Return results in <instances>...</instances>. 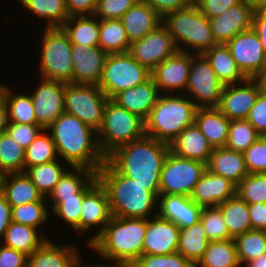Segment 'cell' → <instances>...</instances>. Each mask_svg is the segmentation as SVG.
<instances>
[{
    "mask_svg": "<svg viewBox=\"0 0 266 267\" xmlns=\"http://www.w3.org/2000/svg\"><path fill=\"white\" fill-rule=\"evenodd\" d=\"M86 267V266H85ZM87 267H130V266H114L113 264L111 265H103V264H95V265H90V266H87Z\"/></svg>",
    "mask_w": 266,
    "mask_h": 267,
    "instance_id": "cell-66",
    "label": "cell"
},
{
    "mask_svg": "<svg viewBox=\"0 0 266 267\" xmlns=\"http://www.w3.org/2000/svg\"><path fill=\"white\" fill-rule=\"evenodd\" d=\"M47 134V130H42L25 149V171L29 167L59 159L54 140Z\"/></svg>",
    "mask_w": 266,
    "mask_h": 267,
    "instance_id": "cell-43",
    "label": "cell"
},
{
    "mask_svg": "<svg viewBox=\"0 0 266 267\" xmlns=\"http://www.w3.org/2000/svg\"><path fill=\"white\" fill-rule=\"evenodd\" d=\"M109 198L106 189L98 181L85 195L82 202L80 214V232L91 231L93 226L100 227L94 236H91L88 245L104 230L110 221Z\"/></svg>",
    "mask_w": 266,
    "mask_h": 267,
    "instance_id": "cell-19",
    "label": "cell"
},
{
    "mask_svg": "<svg viewBox=\"0 0 266 267\" xmlns=\"http://www.w3.org/2000/svg\"><path fill=\"white\" fill-rule=\"evenodd\" d=\"M43 129L37 124L8 123L6 132L26 149Z\"/></svg>",
    "mask_w": 266,
    "mask_h": 267,
    "instance_id": "cell-53",
    "label": "cell"
},
{
    "mask_svg": "<svg viewBox=\"0 0 266 267\" xmlns=\"http://www.w3.org/2000/svg\"><path fill=\"white\" fill-rule=\"evenodd\" d=\"M139 0H99L94 15L101 20L120 19Z\"/></svg>",
    "mask_w": 266,
    "mask_h": 267,
    "instance_id": "cell-52",
    "label": "cell"
},
{
    "mask_svg": "<svg viewBox=\"0 0 266 267\" xmlns=\"http://www.w3.org/2000/svg\"><path fill=\"white\" fill-rule=\"evenodd\" d=\"M73 83L98 85L107 53L99 46L72 44Z\"/></svg>",
    "mask_w": 266,
    "mask_h": 267,
    "instance_id": "cell-21",
    "label": "cell"
},
{
    "mask_svg": "<svg viewBox=\"0 0 266 267\" xmlns=\"http://www.w3.org/2000/svg\"><path fill=\"white\" fill-rule=\"evenodd\" d=\"M236 195L248 204L266 203V173H249L236 186Z\"/></svg>",
    "mask_w": 266,
    "mask_h": 267,
    "instance_id": "cell-48",
    "label": "cell"
},
{
    "mask_svg": "<svg viewBox=\"0 0 266 267\" xmlns=\"http://www.w3.org/2000/svg\"><path fill=\"white\" fill-rule=\"evenodd\" d=\"M176 51L172 36L161 24L142 39L132 42L128 53L141 65L152 71Z\"/></svg>",
    "mask_w": 266,
    "mask_h": 267,
    "instance_id": "cell-13",
    "label": "cell"
},
{
    "mask_svg": "<svg viewBox=\"0 0 266 267\" xmlns=\"http://www.w3.org/2000/svg\"><path fill=\"white\" fill-rule=\"evenodd\" d=\"M231 120L216 107L197 108L194 123L213 148L225 147Z\"/></svg>",
    "mask_w": 266,
    "mask_h": 267,
    "instance_id": "cell-30",
    "label": "cell"
},
{
    "mask_svg": "<svg viewBox=\"0 0 266 267\" xmlns=\"http://www.w3.org/2000/svg\"><path fill=\"white\" fill-rule=\"evenodd\" d=\"M254 9L247 0L209 19L216 44H227L237 34L252 28Z\"/></svg>",
    "mask_w": 266,
    "mask_h": 267,
    "instance_id": "cell-18",
    "label": "cell"
},
{
    "mask_svg": "<svg viewBox=\"0 0 266 267\" xmlns=\"http://www.w3.org/2000/svg\"><path fill=\"white\" fill-rule=\"evenodd\" d=\"M197 108L185 94H160L145 121V135L169 145L194 124Z\"/></svg>",
    "mask_w": 266,
    "mask_h": 267,
    "instance_id": "cell-5",
    "label": "cell"
},
{
    "mask_svg": "<svg viewBox=\"0 0 266 267\" xmlns=\"http://www.w3.org/2000/svg\"><path fill=\"white\" fill-rule=\"evenodd\" d=\"M47 131L59 157L71 167H86L96 173L107 160L100 149L97 131L74 115L64 112Z\"/></svg>",
    "mask_w": 266,
    "mask_h": 267,
    "instance_id": "cell-2",
    "label": "cell"
},
{
    "mask_svg": "<svg viewBox=\"0 0 266 267\" xmlns=\"http://www.w3.org/2000/svg\"><path fill=\"white\" fill-rule=\"evenodd\" d=\"M209 240L199 221L189 227L180 228L177 252L194 265L202 258Z\"/></svg>",
    "mask_w": 266,
    "mask_h": 267,
    "instance_id": "cell-36",
    "label": "cell"
},
{
    "mask_svg": "<svg viewBox=\"0 0 266 267\" xmlns=\"http://www.w3.org/2000/svg\"><path fill=\"white\" fill-rule=\"evenodd\" d=\"M8 123V109L3 97V93L0 90V133L6 132Z\"/></svg>",
    "mask_w": 266,
    "mask_h": 267,
    "instance_id": "cell-62",
    "label": "cell"
},
{
    "mask_svg": "<svg viewBox=\"0 0 266 267\" xmlns=\"http://www.w3.org/2000/svg\"><path fill=\"white\" fill-rule=\"evenodd\" d=\"M260 136L247 119L231 120L225 147L243 153Z\"/></svg>",
    "mask_w": 266,
    "mask_h": 267,
    "instance_id": "cell-46",
    "label": "cell"
},
{
    "mask_svg": "<svg viewBox=\"0 0 266 267\" xmlns=\"http://www.w3.org/2000/svg\"><path fill=\"white\" fill-rule=\"evenodd\" d=\"M66 171L57 159L29 167L25 172L41 194L48 197Z\"/></svg>",
    "mask_w": 266,
    "mask_h": 267,
    "instance_id": "cell-42",
    "label": "cell"
},
{
    "mask_svg": "<svg viewBox=\"0 0 266 267\" xmlns=\"http://www.w3.org/2000/svg\"><path fill=\"white\" fill-rule=\"evenodd\" d=\"M159 96L160 92L150 77L142 84L119 92L112 100L145 122Z\"/></svg>",
    "mask_w": 266,
    "mask_h": 267,
    "instance_id": "cell-24",
    "label": "cell"
},
{
    "mask_svg": "<svg viewBox=\"0 0 266 267\" xmlns=\"http://www.w3.org/2000/svg\"><path fill=\"white\" fill-rule=\"evenodd\" d=\"M99 0H66L69 17L94 15Z\"/></svg>",
    "mask_w": 266,
    "mask_h": 267,
    "instance_id": "cell-58",
    "label": "cell"
},
{
    "mask_svg": "<svg viewBox=\"0 0 266 267\" xmlns=\"http://www.w3.org/2000/svg\"><path fill=\"white\" fill-rule=\"evenodd\" d=\"M243 267L241 266L234 239L212 241L195 267Z\"/></svg>",
    "mask_w": 266,
    "mask_h": 267,
    "instance_id": "cell-37",
    "label": "cell"
},
{
    "mask_svg": "<svg viewBox=\"0 0 266 267\" xmlns=\"http://www.w3.org/2000/svg\"><path fill=\"white\" fill-rule=\"evenodd\" d=\"M131 267H195L179 252L168 255H142Z\"/></svg>",
    "mask_w": 266,
    "mask_h": 267,
    "instance_id": "cell-50",
    "label": "cell"
},
{
    "mask_svg": "<svg viewBox=\"0 0 266 267\" xmlns=\"http://www.w3.org/2000/svg\"><path fill=\"white\" fill-rule=\"evenodd\" d=\"M42 34L41 78L73 83L72 43L62 27H45Z\"/></svg>",
    "mask_w": 266,
    "mask_h": 267,
    "instance_id": "cell-8",
    "label": "cell"
},
{
    "mask_svg": "<svg viewBox=\"0 0 266 267\" xmlns=\"http://www.w3.org/2000/svg\"><path fill=\"white\" fill-rule=\"evenodd\" d=\"M98 182L95 174L76 194L69 198H50L47 200L57 217L63 219L76 232H80V214L84 195Z\"/></svg>",
    "mask_w": 266,
    "mask_h": 267,
    "instance_id": "cell-33",
    "label": "cell"
},
{
    "mask_svg": "<svg viewBox=\"0 0 266 267\" xmlns=\"http://www.w3.org/2000/svg\"><path fill=\"white\" fill-rule=\"evenodd\" d=\"M252 29L257 33L266 55V10L254 11Z\"/></svg>",
    "mask_w": 266,
    "mask_h": 267,
    "instance_id": "cell-60",
    "label": "cell"
},
{
    "mask_svg": "<svg viewBox=\"0 0 266 267\" xmlns=\"http://www.w3.org/2000/svg\"><path fill=\"white\" fill-rule=\"evenodd\" d=\"M226 45L238 68L247 78H254L265 66L266 55L252 28L237 34Z\"/></svg>",
    "mask_w": 266,
    "mask_h": 267,
    "instance_id": "cell-17",
    "label": "cell"
},
{
    "mask_svg": "<svg viewBox=\"0 0 266 267\" xmlns=\"http://www.w3.org/2000/svg\"><path fill=\"white\" fill-rule=\"evenodd\" d=\"M218 80L223 86L243 82L247 77L238 68L231 51L226 44H216L203 53Z\"/></svg>",
    "mask_w": 266,
    "mask_h": 267,
    "instance_id": "cell-31",
    "label": "cell"
},
{
    "mask_svg": "<svg viewBox=\"0 0 266 267\" xmlns=\"http://www.w3.org/2000/svg\"><path fill=\"white\" fill-rule=\"evenodd\" d=\"M97 135L100 149L107 158L118 147L143 137L145 122L109 99Z\"/></svg>",
    "mask_w": 266,
    "mask_h": 267,
    "instance_id": "cell-7",
    "label": "cell"
},
{
    "mask_svg": "<svg viewBox=\"0 0 266 267\" xmlns=\"http://www.w3.org/2000/svg\"><path fill=\"white\" fill-rule=\"evenodd\" d=\"M12 222L11 205L7 202L4 195L0 192V241L6 229Z\"/></svg>",
    "mask_w": 266,
    "mask_h": 267,
    "instance_id": "cell-61",
    "label": "cell"
},
{
    "mask_svg": "<svg viewBox=\"0 0 266 267\" xmlns=\"http://www.w3.org/2000/svg\"><path fill=\"white\" fill-rule=\"evenodd\" d=\"M150 77L151 71L128 52L110 53L106 56L98 87L109 99H112L119 92L142 84Z\"/></svg>",
    "mask_w": 266,
    "mask_h": 267,
    "instance_id": "cell-9",
    "label": "cell"
},
{
    "mask_svg": "<svg viewBox=\"0 0 266 267\" xmlns=\"http://www.w3.org/2000/svg\"><path fill=\"white\" fill-rule=\"evenodd\" d=\"M0 90L7 105L9 123L37 124L31 95L13 93L7 85H1Z\"/></svg>",
    "mask_w": 266,
    "mask_h": 267,
    "instance_id": "cell-40",
    "label": "cell"
},
{
    "mask_svg": "<svg viewBox=\"0 0 266 267\" xmlns=\"http://www.w3.org/2000/svg\"><path fill=\"white\" fill-rule=\"evenodd\" d=\"M169 151L168 144L144 135L118 147L107 160L140 185L160 186L162 167Z\"/></svg>",
    "mask_w": 266,
    "mask_h": 267,
    "instance_id": "cell-3",
    "label": "cell"
},
{
    "mask_svg": "<svg viewBox=\"0 0 266 267\" xmlns=\"http://www.w3.org/2000/svg\"><path fill=\"white\" fill-rule=\"evenodd\" d=\"M244 267H266V254H262L258 258L245 263Z\"/></svg>",
    "mask_w": 266,
    "mask_h": 267,
    "instance_id": "cell-64",
    "label": "cell"
},
{
    "mask_svg": "<svg viewBox=\"0 0 266 267\" xmlns=\"http://www.w3.org/2000/svg\"><path fill=\"white\" fill-rule=\"evenodd\" d=\"M0 172L3 175L25 172V149L7 132L0 133Z\"/></svg>",
    "mask_w": 266,
    "mask_h": 267,
    "instance_id": "cell-41",
    "label": "cell"
},
{
    "mask_svg": "<svg viewBox=\"0 0 266 267\" xmlns=\"http://www.w3.org/2000/svg\"><path fill=\"white\" fill-rule=\"evenodd\" d=\"M254 79L257 81L261 91L266 92V64Z\"/></svg>",
    "mask_w": 266,
    "mask_h": 267,
    "instance_id": "cell-63",
    "label": "cell"
},
{
    "mask_svg": "<svg viewBox=\"0 0 266 267\" xmlns=\"http://www.w3.org/2000/svg\"><path fill=\"white\" fill-rule=\"evenodd\" d=\"M163 17L164 15L190 6L194 0H141Z\"/></svg>",
    "mask_w": 266,
    "mask_h": 267,
    "instance_id": "cell-57",
    "label": "cell"
},
{
    "mask_svg": "<svg viewBox=\"0 0 266 267\" xmlns=\"http://www.w3.org/2000/svg\"><path fill=\"white\" fill-rule=\"evenodd\" d=\"M130 43L142 39L162 24V17L148 4L139 0L121 18Z\"/></svg>",
    "mask_w": 266,
    "mask_h": 267,
    "instance_id": "cell-27",
    "label": "cell"
},
{
    "mask_svg": "<svg viewBox=\"0 0 266 267\" xmlns=\"http://www.w3.org/2000/svg\"><path fill=\"white\" fill-rule=\"evenodd\" d=\"M260 91L261 89L254 78L225 85L216 108L229 120L246 119Z\"/></svg>",
    "mask_w": 266,
    "mask_h": 267,
    "instance_id": "cell-16",
    "label": "cell"
},
{
    "mask_svg": "<svg viewBox=\"0 0 266 267\" xmlns=\"http://www.w3.org/2000/svg\"><path fill=\"white\" fill-rule=\"evenodd\" d=\"M25 10L46 19V27H61L69 18L66 0H19Z\"/></svg>",
    "mask_w": 266,
    "mask_h": 267,
    "instance_id": "cell-39",
    "label": "cell"
},
{
    "mask_svg": "<svg viewBox=\"0 0 266 267\" xmlns=\"http://www.w3.org/2000/svg\"><path fill=\"white\" fill-rule=\"evenodd\" d=\"M205 170L206 163L180 157L169 151L162 167L159 195L190 197Z\"/></svg>",
    "mask_w": 266,
    "mask_h": 267,
    "instance_id": "cell-11",
    "label": "cell"
},
{
    "mask_svg": "<svg viewBox=\"0 0 266 267\" xmlns=\"http://www.w3.org/2000/svg\"><path fill=\"white\" fill-rule=\"evenodd\" d=\"M255 11L266 10V0H247Z\"/></svg>",
    "mask_w": 266,
    "mask_h": 267,
    "instance_id": "cell-65",
    "label": "cell"
},
{
    "mask_svg": "<svg viewBox=\"0 0 266 267\" xmlns=\"http://www.w3.org/2000/svg\"><path fill=\"white\" fill-rule=\"evenodd\" d=\"M235 195L236 185L233 182L206 169L194 186L190 198L199 206L217 207Z\"/></svg>",
    "mask_w": 266,
    "mask_h": 267,
    "instance_id": "cell-22",
    "label": "cell"
},
{
    "mask_svg": "<svg viewBox=\"0 0 266 267\" xmlns=\"http://www.w3.org/2000/svg\"><path fill=\"white\" fill-rule=\"evenodd\" d=\"M109 98L95 84L65 83L64 111L96 131L102 125Z\"/></svg>",
    "mask_w": 266,
    "mask_h": 267,
    "instance_id": "cell-10",
    "label": "cell"
},
{
    "mask_svg": "<svg viewBox=\"0 0 266 267\" xmlns=\"http://www.w3.org/2000/svg\"><path fill=\"white\" fill-rule=\"evenodd\" d=\"M162 25L172 36L178 51L203 54L216 45L209 20L194 2L188 7L164 15Z\"/></svg>",
    "mask_w": 266,
    "mask_h": 267,
    "instance_id": "cell-6",
    "label": "cell"
},
{
    "mask_svg": "<svg viewBox=\"0 0 266 267\" xmlns=\"http://www.w3.org/2000/svg\"><path fill=\"white\" fill-rule=\"evenodd\" d=\"M1 193L11 208L48 199L41 194L26 172L3 175Z\"/></svg>",
    "mask_w": 266,
    "mask_h": 267,
    "instance_id": "cell-29",
    "label": "cell"
},
{
    "mask_svg": "<svg viewBox=\"0 0 266 267\" xmlns=\"http://www.w3.org/2000/svg\"><path fill=\"white\" fill-rule=\"evenodd\" d=\"M31 93L37 125L47 130L64 111L65 83L40 78Z\"/></svg>",
    "mask_w": 266,
    "mask_h": 267,
    "instance_id": "cell-14",
    "label": "cell"
},
{
    "mask_svg": "<svg viewBox=\"0 0 266 267\" xmlns=\"http://www.w3.org/2000/svg\"><path fill=\"white\" fill-rule=\"evenodd\" d=\"M147 219L111 217L104 230L88 245L114 266H132L142 255Z\"/></svg>",
    "mask_w": 266,
    "mask_h": 267,
    "instance_id": "cell-4",
    "label": "cell"
},
{
    "mask_svg": "<svg viewBox=\"0 0 266 267\" xmlns=\"http://www.w3.org/2000/svg\"><path fill=\"white\" fill-rule=\"evenodd\" d=\"M49 207L45 201L25 203L11 208L12 222L24 224L38 229L49 221Z\"/></svg>",
    "mask_w": 266,
    "mask_h": 267,
    "instance_id": "cell-47",
    "label": "cell"
},
{
    "mask_svg": "<svg viewBox=\"0 0 266 267\" xmlns=\"http://www.w3.org/2000/svg\"><path fill=\"white\" fill-rule=\"evenodd\" d=\"M191 59V53L177 50L151 71V77L160 94H170L172 90L173 93L179 94L178 90L182 91L181 94L185 93Z\"/></svg>",
    "mask_w": 266,
    "mask_h": 267,
    "instance_id": "cell-15",
    "label": "cell"
},
{
    "mask_svg": "<svg viewBox=\"0 0 266 267\" xmlns=\"http://www.w3.org/2000/svg\"><path fill=\"white\" fill-rule=\"evenodd\" d=\"M206 169L213 174L229 179L236 186L249 174L244 154L226 147L213 149Z\"/></svg>",
    "mask_w": 266,
    "mask_h": 267,
    "instance_id": "cell-26",
    "label": "cell"
},
{
    "mask_svg": "<svg viewBox=\"0 0 266 267\" xmlns=\"http://www.w3.org/2000/svg\"><path fill=\"white\" fill-rule=\"evenodd\" d=\"M76 246L57 245L48 239L39 249L28 256L27 267H82Z\"/></svg>",
    "mask_w": 266,
    "mask_h": 267,
    "instance_id": "cell-25",
    "label": "cell"
},
{
    "mask_svg": "<svg viewBox=\"0 0 266 267\" xmlns=\"http://www.w3.org/2000/svg\"><path fill=\"white\" fill-rule=\"evenodd\" d=\"M252 229L266 231V203L248 204Z\"/></svg>",
    "mask_w": 266,
    "mask_h": 267,
    "instance_id": "cell-59",
    "label": "cell"
},
{
    "mask_svg": "<svg viewBox=\"0 0 266 267\" xmlns=\"http://www.w3.org/2000/svg\"><path fill=\"white\" fill-rule=\"evenodd\" d=\"M229 235L234 239L236 236L252 230L248 203L241 200L237 195L219 204Z\"/></svg>",
    "mask_w": 266,
    "mask_h": 267,
    "instance_id": "cell-35",
    "label": "cell"
},
{
    "mask_svg": "<svg viewBox=\"0 0 266 267\" xmlns=\"http://www.w3.org/2000/svg\"><path fill=\"white\" fill-rule=\"evenodd\" d=\"M236 251L241 265L266 254V231L249 230L234 238Z\"/></svg>",
    "mask_w": 266,
    "mask_h": 267,
    "instance_id": "cell-44",
    "label": "cell"
},
{
    "mask_svg": "<svg viewBox=\"0 0 266 267\" xmlns=\"http://www.w3.org/2000/svg\"><path fill=\"white\" fill-rule=\"evenodd\" d=\"M38 230L28 225L11 222L2 238L4 240L2 245L30 256L48 240L45 235L37 233Z\"/></svg>",
    "mask_w": 266,
    "mask_h": 267,
    "instance_id": "cell-32",
    "label": "cell"
},
{
    "mask_svg": "<svg viewBox=\"0 0 266 267\" xmlns=\"http://www.w3.org/2000/svg\"><path fill=\"white\" fill-rule=\"evenodd\" d=\"M223 85L203 54H192L187 88L184 94L198 108L217 107ZM194 98V99H193Z\"/></svg>",
    "mask_w": 266,
    "mask_h": 267,
    "instance_id": "cell-12",
    "label": "cell"
},
{
    "mask_svg": "<svg viewBox=\"0 0 266 267\" xmlns=\"http://www.w3.org/2000/svg\"><path fill=\"white\" fill-rule=\"evenodd\" d=\"M73 168L76 173L67 170L49 194V198L75 197V194L96 174L86 167Z\"/></svg>",
    "mask_w": 266,
    "mask_h": 267,
    "instance_id": "cell-45",
    "label": "cell"
},
{
    "mask_svg": "<svg viewBox=\"0 0 266 267\" xmlns=\"http://www.w3.org/2000/svg\"><path fill=\"white\" fill-rule=\"evenodd\" d=\"M200 222L209 242L231 239L221 211L217 207H203Z\"/></svg>",
    "mask_w": 266,
    "mask_h": 267,
    "instance_id": "cell-49",
    "label": "cell"
},
{
    "mask_svg": "<svg viewBox=\"0 0 266 267\" xmlns=\"http://www.w3.org/2000/svg\"><path fill=\"white\" fill-rule=\"evenodd\" d=\"M180 228L155 215L147 219L143 255H168L177 252Z\"/></svg>",
    "mask_w": 266,
    "mask_h": 267,
    "instance_id": "cell-20",
    "label": "cell"
},
{
    "mask_svg": "<svg viewBox=\"0 0 266 267\" xmlns=\"http://www.w3.org/2000/svg\"><path fill=\"white\" fill-rule=\"evenodd\" d=\"M243 154L249 173H266V136H260Z\"/></svg>",
    "mask_w": 266,
    "mask_h": 267,
    "instance_id": "cell-51",
    "label": "cell"
},
{
    "mask_svg": "<svg viewBox=\"0 0 266 267\" xmlns=\"http://www.w3.org/2000/svg\"><path fill=\"white\" fill-rule=\"evenodd\" d=\"M169 147L172 153L180 157L206 164L214 149L195 123L186 127Z\"/></svg>",
    "mask_w": 266,
    "mask_h": 267,
    "instance_id": "cell-28",
    "label": "cell"
},
{
    "mask_svg": "<svg viewBox=\"0 0 266 267\" xmlns=\"http://www.w3.org/2000/svg\"><path fill=\"white\" fill-rule=\"evenodd\" d=\"M3 174L0 172V192H1V183H2Z\"/></svg>",
    "mask_w": 266,
    "mask_h": 267,
    "instance_id": "cell-67",
    "label": "cell"
},
{
    "mask_svg": "<svg viewBox=\"0 0 266 267\" xmlns=\"http://www.w3.org/2000/svg\"><path fill=\"white\" fill-rule=\"evenodd\" d=\"M130 42L125 28L120 19H99L98 46L107 54L126 53L129 51Z\"/></svg>",
    "mask_w": 266,
    "mask_h": 267,
    "instance_id": "cell-38",
    "label": "cell"
},
{
    "mask_svg": "<svg viewBox=\"0 0 266 267\" xmlns=\"http://www.w3.org/2000/svg\"><path fill=\"white\" fill-rule=\"evenodd\" d=\"M28 255L0 244V267H27Z\"/></svg>",
    "mask_w": 266,
    "mask_h": 267,
    "instance_id": "cell-56",
    "label": "cell"
},
{
    "mask_svg": "<svg viewBox=\"0 0 266 267\" xmlns=\"http://www.w3.org/2000/svg\"><path fill=\"white\" fill-rule=\"evenodd\" d=\"M161 199V200H160ZM157 215L175 223L179 228L189 227L200 221L202 206L184 195H159Z\"/></svg>",
    "mask_w": 266,
    "mask_h": 267,
    "instance_id": "cell-23",
    "label": "cell"
},
{
    "mask_svg": "<svg viewBox=\"0 0 266 267\" xmlns=\"http://www.w3.org/2000/svg\"><path fill=\"white\" fill-rule=\"evenodd\" d=\"M246 119L261 136H266V92L260 91Z\"/></svg>",
    "mask_w": 266,
    "mask_h": 267,
    "instance_id": "cell-54",
    "label": "cell"
},
{
    "mask_svg": "<svg viewBox=\"0 0 266 267\" xmlns=\"http://www.w3.org/2000/svg\"><path fill=\"white\" fill-rule=\"evenodd\" d=\"M106 189L113 217L144 218L157 215L159 186H143L121 174L108 160L96 172ZM153 215V216H152Z\"/></svg>",
    "mask_w": 266,
    "mask_h": 267,
    "instance_id": "cell-1",
    "label": "cell"
},
{
    "mask_svg": "<svg viewBox=\"0 0 266 267\" xmlns=\"http://www.w3.org/2000/svg\"><path fill=\"white\" fill-rule=\"evenodd\" d=\"M243 0H194L200 12L209 20L220 16L230 7L237 5Z\"/></svg>",
    "mask_w": 266,
    "mask_h": 267,
    "instance_id": "cell-55",
    "label": "cell"
},
{
    "mask_svg": "<svg viewBox=\"0 0 266 267\" xmlns=\"http://www.w3.org/2000/svg\"><path fill=\"white\" fill-rule=\"evenodd\" d=\"M61 27L72 44L98 46L99 19L95 15L69 17Z\"/></svg>",
    "mask_w": 266,
    "mask_h": 267,
    "instance_id": "cell-34",
    "label": "cell"
}]
</instances>
